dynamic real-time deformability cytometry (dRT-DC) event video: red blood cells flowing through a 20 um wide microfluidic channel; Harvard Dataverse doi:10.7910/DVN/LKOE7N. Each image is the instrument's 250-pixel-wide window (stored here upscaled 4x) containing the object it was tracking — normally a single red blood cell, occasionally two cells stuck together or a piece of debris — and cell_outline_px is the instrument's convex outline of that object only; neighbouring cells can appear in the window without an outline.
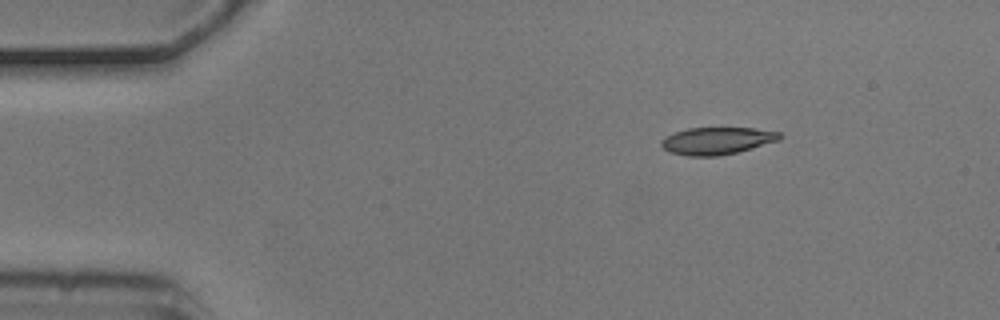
{"species": "common noctule bat (a hibernating species)", "species_latin": "Nyctalus noctula", "temperature_condition": "cold", "stored_images_in_passage": 2, "camera_frame_rate_fps": 3000, "um_per_image_px": 0.085, "animal": {"sex": "male", "body_mass_g": 20.5, "forearm_length_mm": 52.5}, "frame": {"image": 1, "passage_image": 2, "time_ms": 0.333, "image_size_px": [1000, 320], "cell_outline_px": [[784, 136], [780, 140], [736, 152], [716, 156], [688, 156], [668, 152], [660, 144], [660, 140], [676, 132], [688, 128], [752, 128], [780, 132]], "centroid_in_image_um": [60.95, 11.97], "position_along_channel_um": 24.1, "area_um2": 18.67}}